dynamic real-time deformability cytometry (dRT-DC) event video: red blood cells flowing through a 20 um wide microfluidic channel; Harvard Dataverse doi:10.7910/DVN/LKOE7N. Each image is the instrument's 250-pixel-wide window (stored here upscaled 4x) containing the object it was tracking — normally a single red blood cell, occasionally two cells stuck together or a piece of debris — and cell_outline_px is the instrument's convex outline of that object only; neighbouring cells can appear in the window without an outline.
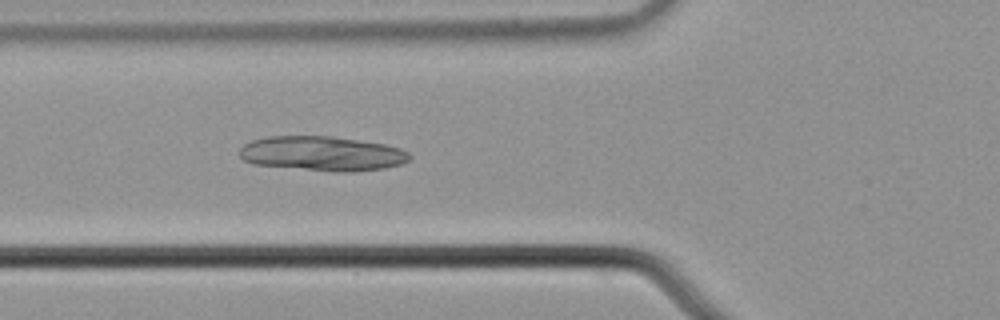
{"species": "common noctule bat (a hibernating species)", "species_latin": "Nyctalus noctula", "temperature_condition": "cold", "stored_images_in_passage": 7, "camera_frame_rate_fps": 3000, "um_per_image_px": 0.085, "animal": {"sex": "male", "body_mass_g": 21.5, "forearm_length_mm": 52.0}, "frame": {"image": 1, "passage_image": 7, "time_ms": 2.0, "image_size_px": [1000, 320], "cell_outline_px": [[412, 156], [408, 160], [400, 164], [384, 168], [352, 172], [332, 172], [252, 164], [244, 160], [240, 156], [240, 148], [244, 144], [252, 140], [268, 136], [332, 136], [384, 144], [400, 148], [408, 152]], "centroid_in_image_um": [27.37, 13.06], "position_along_channel_um": 98.4, "area_um2": 34.45}}